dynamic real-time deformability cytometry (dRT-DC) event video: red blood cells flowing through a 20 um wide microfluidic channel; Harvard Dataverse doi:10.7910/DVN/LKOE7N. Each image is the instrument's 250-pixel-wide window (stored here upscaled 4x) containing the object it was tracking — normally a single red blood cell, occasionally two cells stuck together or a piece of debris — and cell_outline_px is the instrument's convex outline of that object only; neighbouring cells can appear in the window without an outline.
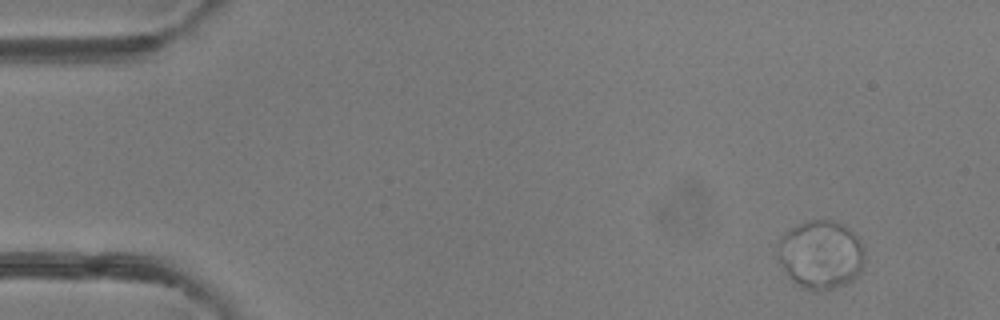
{"species": "common noctule bat (a hibernating species)", "species_latin": "Nyctalus noctula", "temperature_condition": "room temperature", "stored_images_in_passage": 4, "camera_frame_rate_fps": 3000, "um_per_image_px": 0.085, "animal": {"sex": "female"}, "frame": {"image": 1, "passage_image": 1, "time_ms": 0.0, "image_size_px": [1000, 320], "cell_outline_px": [[864, 264], [860, 272], [852, 280], [836, 288], [820, 292], [816, 292], [792, 284], [776, 252], [776, 244], [780, 236], [784, 232], [800, 224], [812, 220], [832, 220], [848, 228], [860, 240], [864, 252]], "centroid_in_image_um": [69.74, 21.67], "position_along_channel_um": 15.3, "area_um2": 35.03}}
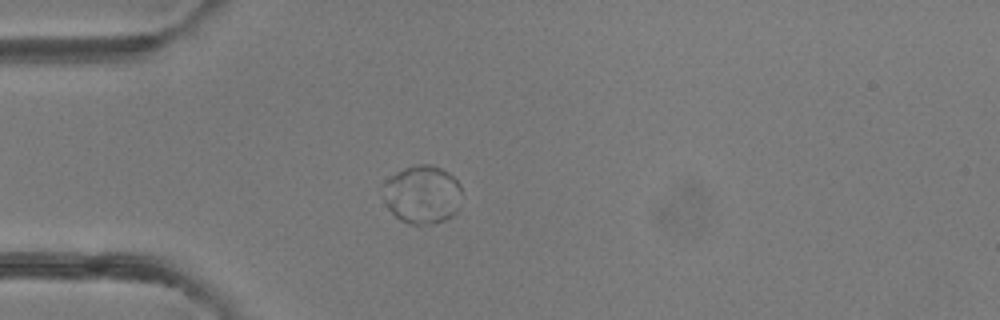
{"frame": {"image": 2, "passage_image": 4, "time_ms": 3.333, "image_size_px": [1000, 320], "cell_outline_px": [[460, 208], [452, 216], [444, 220], [432, 224], [408, 224], [400, 220], [388, 208], [384, 200], [380, 184], [396, 172], [404, 168], [416, 164], [428, 164], [440, 168], [448, 172], [460, 184]], "centroid_in_image_um": [35.86, 16.53], "position_along_channel_um": 49.1, "area_um2": 27.11}}